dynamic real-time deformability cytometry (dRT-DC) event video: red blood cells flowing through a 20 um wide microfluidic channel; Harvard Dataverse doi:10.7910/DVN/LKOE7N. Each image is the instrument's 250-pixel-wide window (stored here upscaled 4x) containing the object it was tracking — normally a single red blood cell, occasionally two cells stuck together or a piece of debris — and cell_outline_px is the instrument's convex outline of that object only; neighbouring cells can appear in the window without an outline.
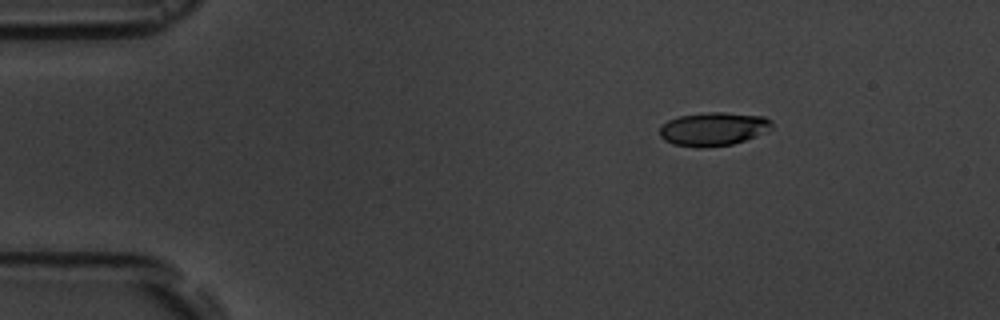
{"species": "common noctule bat (a hibernating species)", "species_latin": "Nyctalus noctula", "temperature_condition": "room temperature", "stored_images_in_passage": 4, "camera_frame_rate_fps": 3000, "um_per_image_px": 0.085, "animal": {"sex": "male", "body_mass_g": 19.5, "forearm_length_mm": 54.6}, "frame": {"image": 1, "passage_image": 1, "time_ms": 0.0, "image_size_px": [1000, 320], "cell_outline_px": [[772, 128], [756, 136], [732, 144], [704, 148], [696, 148], [672, 144], [664, 140], [660, 136], [660, 128], [668, 120], [680, 116], [708, 112], [724, 112], [764, 116], [772, 120]], "centroid_in_image_um": [60.63, 10.97], "position_along_channel_um": 24.4, "area_um2": 21.96}}
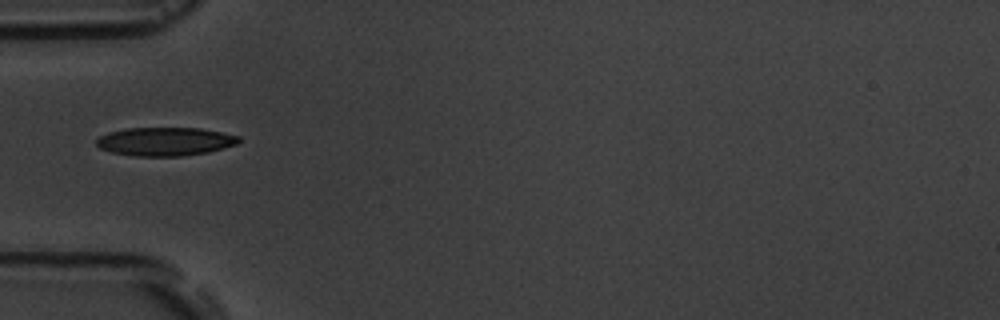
{"frame": {"image": 2, "passage_image": 4, "time_ms": 3.333, "image_size_px": [1000, 320], "cell_outline_px": [[240, 140], [236, 144], [224, 148], [208, 152], [180, 156], [132, 156], [112, 152], [100, 148], [96, 144], [96, 140], [100, 136], [108, 132], [128, 128], [200, 128], [240, 136]], "centroid_in_image_um": [14.02, 12.03], "position_along_channel_um": 71.0, "area_um2": 23.58}}